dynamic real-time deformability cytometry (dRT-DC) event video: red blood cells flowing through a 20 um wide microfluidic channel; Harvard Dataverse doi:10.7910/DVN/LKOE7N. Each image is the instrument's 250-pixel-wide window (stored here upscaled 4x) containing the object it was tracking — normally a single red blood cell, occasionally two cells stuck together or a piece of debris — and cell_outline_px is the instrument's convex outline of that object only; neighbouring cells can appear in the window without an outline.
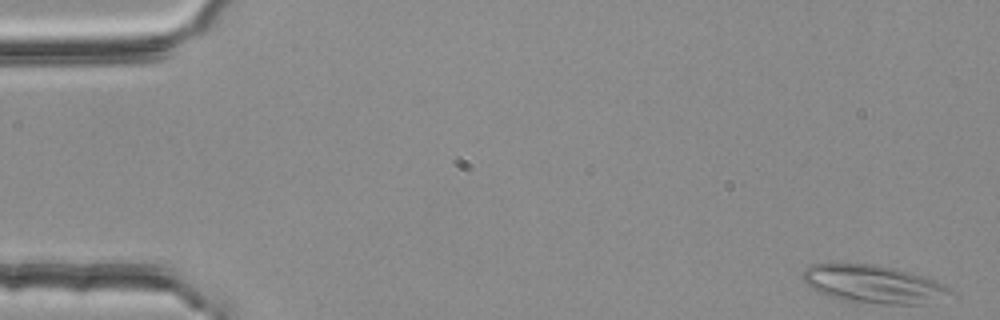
{"species": "common noctule bat (a hibernating species)", "species_latin": "Nyctalus noctula", "temperature_condition": "room temperature", "stored_images_in_passage": 52, "camera_frame_rate_fps": 3000, "um_per_image_px": 0.085, "animal": {"sex": "female", "body_mass_g": 25.1}, "frame": {"image": 1, "passage_image": 1, "time_ms": 0.0, "image_size_px": [1000, 320], "cell_outline_px": [[956, 292], [924, 304], [888, 304], [840, 300], [820, 292], [812, 288], [804, 280], [804, 272], [808, 264], [872, 264], [892, 268], [908, 272], [936, 280], [952, 288]], "centroid_in_image_um": [74.28, 24.15], "position_along_channel_um": 10.7, "area_um2": 32.14}}
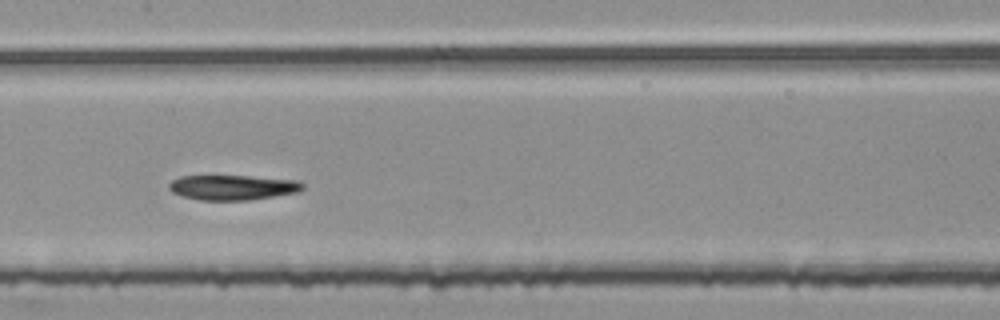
{"frame": {"image": 2, "passage_image": 27, "time_ms": 8.667, "image_size_px": [1000, 320], "cell_outline_px": [[304, 188], [300, 192], [248, 200], [200, 200], [184, 196], [172, 192], [168, 188], [168, 184], [172, 180], [180, 176], [248, 176], [296, 180], [304, 184]], "centroid_in_image_um": [19.78, 15.93], "position_along_channel_um": 187.6, "area_um2": 19.42}}
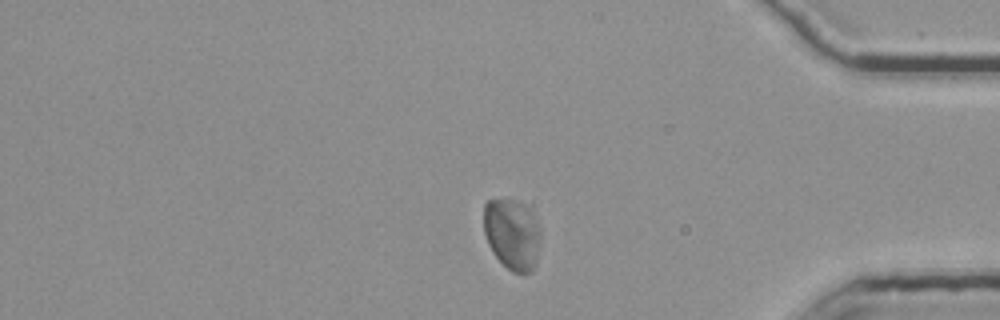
{"frame": {"image": 3, "passage_image": 46, "time_ms": 15.0, "image_size_px": [1000, 320], "cell_outline_px": [[540, 244], [532, 272], [524, 276], [512, 272], [492, 252], [488, 244], [484, 232], [484, 204], [488, 200], [512, 200], [524, 204], [532, 212], [540, 232]], "centroid_in_image_um": [43.53, 19.93], "position_along_channel_um": 391.7, "area_um2": 23.52}, "authors_computed_cell_mechanics": {"area_um2": 21.7906, "velocity_mm_per_s": 3.6573, "shape_relaxation_time_tau1_ms": null, "shape_relaxation_time_tau2_ms": 3.004, "deformation_change_tau1": null, "deformation_change_tau2": 0.0808}}